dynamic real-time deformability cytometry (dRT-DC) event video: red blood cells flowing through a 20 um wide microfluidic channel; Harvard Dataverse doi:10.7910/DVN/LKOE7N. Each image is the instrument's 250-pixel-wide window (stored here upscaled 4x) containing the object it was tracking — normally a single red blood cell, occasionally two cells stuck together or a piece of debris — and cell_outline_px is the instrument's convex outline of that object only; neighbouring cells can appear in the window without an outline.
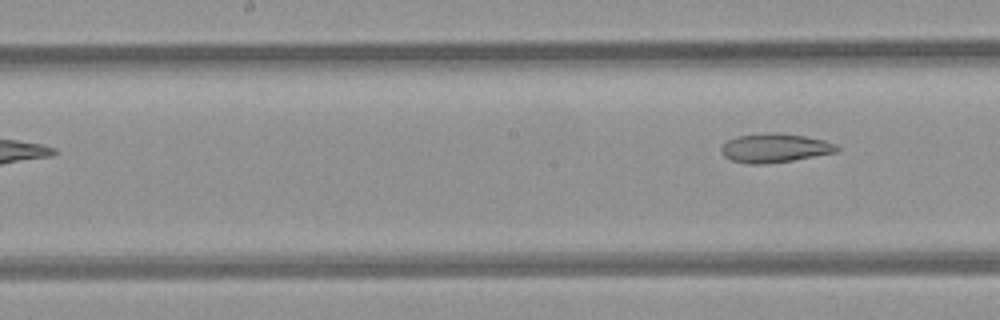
{"species": "common noctule bat (a hibernating species)", "species_latin": "Nyctalus noctula", "temperature_condition": "room temperature", "stored_images_in_passage": 11, "camera_frame_rate_fps": 3000, "um_per_image_px": 0.085, "animal": {"sex": "female", "body_mass_g": 21.9}, "frame": {"image": 1, "passage_image": 11, "time_ms": 12.333, "image_size_px": [1000, 320], "cell_outline_px": [[840, 148], [836, 152], [792, 160], [764, 164], [752, 164], [732, 160], [724, 156], [720, 152], [720, 148], [728, 140], [736, 136], [772, 132], [776, 132], [804, 136], [824, 140], [836, 144]], "centroid_in_image_um": [65.84, 12.57], "position_along_channel_um": 182.4, "area_um2": 19.36}}